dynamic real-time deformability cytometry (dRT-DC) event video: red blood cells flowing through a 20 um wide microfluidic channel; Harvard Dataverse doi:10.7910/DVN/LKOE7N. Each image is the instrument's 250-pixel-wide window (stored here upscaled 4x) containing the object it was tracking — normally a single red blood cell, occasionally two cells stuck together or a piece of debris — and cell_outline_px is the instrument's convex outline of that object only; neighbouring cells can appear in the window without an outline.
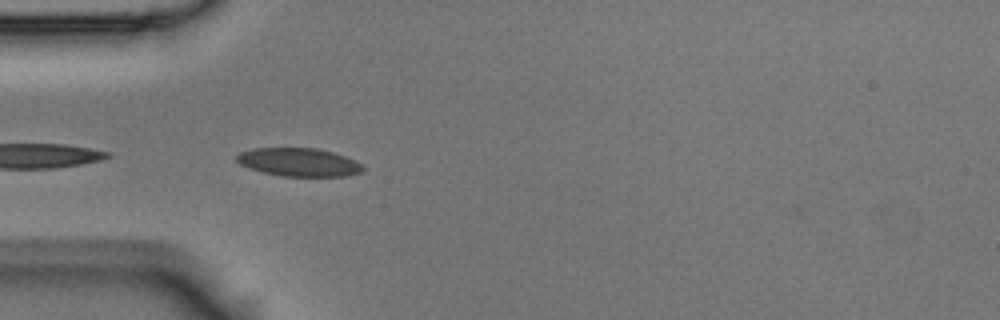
{"species": "Egyptian fruit bat (a non-hibernating species)", "species_latin": "Rousettus aegyptiacus", "temperature_condition": "room temperature", "stored_images_in_passage": 5, "camera_frame_rate_fps": 3000, "um_per_image_px": 0.085, "animal": {"sex": "male"}, "frame": {"image": 1, "passage_image": 4, "time_ms": 1.0, "image_size_px": [1000, 320], "cell_outline_px": [[364, 172], [344, 176], [280, 176], [248, 168], [240, 164], [236, 160], [236, 156], [240, 152], [252, 148], [316, 148], [332, 152], [356, 160], [364, 164]], "centroid_in_image_um": [25.42, 13.79], "position_along_channel_um": 59.6, "area_um2": 20.92}}